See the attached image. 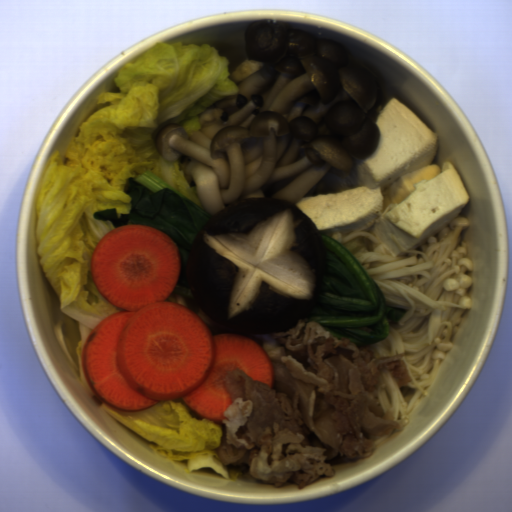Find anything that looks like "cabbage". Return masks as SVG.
I'll return each instance as SVG.
<instances>
[{
  "label": "cabbage",
  "mask_w": 512,
  "mask_h": 512,
  "mask_svg": "<svg viewBox=\"0 0 512 512\" xmlns=\"http://www.w3.org/2000/svg\"><path fill=\"white\" fill-rule=\"evenodd\" d=\"M116 91L99 94L93 112L75 137L50 154L35 207V246L39 263L55 291L61 311L78 328L77 361L84 389V344L104 319L122 312L97 290L91 260L97 243L116 229L95 212L115 209L130 215L126 179L151 171L201 206L177 160L156 149L158 132L181 124L201 130L200 114L212 103L237 95L229 62L208 44L158 42L136 63L122 65Z\"/></svg>",
  "instance_id": "1"
},
{
  "label": "cabbage",
  "mask_w": 512,
  "mask_h": 512,
  "mask_svg": "<svg viewBox=\"0 0 512 512\" xmlns=\"http://www.w3.org/2000/svg\"><path fill=\"white\" fill-rule=\"evenodd\" d=\"M101 406L144 439L154 452L188 472L209 467L226 480H237L246 470L224 466L217 453L223 425L201 418L181 398L160 400L142 411H120L104 401Z\"/></svg>",
  "instance_id": "2"
}]
</instances>
